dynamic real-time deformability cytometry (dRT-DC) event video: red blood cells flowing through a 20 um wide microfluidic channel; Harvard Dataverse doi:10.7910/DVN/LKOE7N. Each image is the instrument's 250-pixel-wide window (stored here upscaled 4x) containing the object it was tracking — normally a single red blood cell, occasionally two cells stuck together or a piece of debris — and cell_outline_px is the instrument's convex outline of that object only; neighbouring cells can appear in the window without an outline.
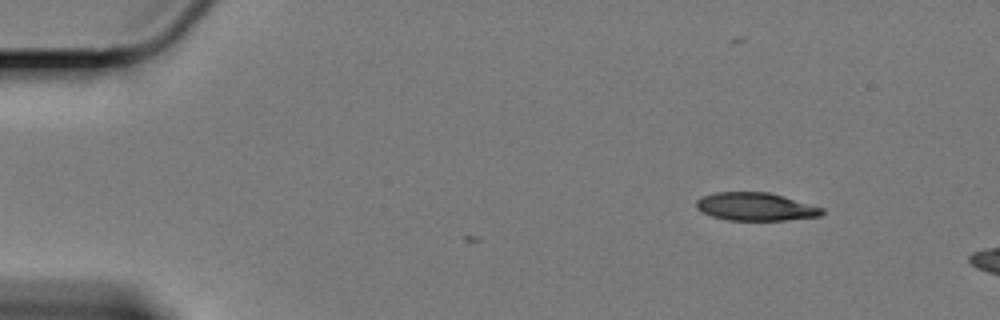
{"species": "Egyptian fruit bat (a non-hibernating species)", "species_latin": "Rousettus aegyptiacus", "temperature_condition": "cold", "stored_images_in_passage": 4, "camera_frame_rate_fps": 3000, "um_per_image_px": 0.085, "animal": {"sex": "female"}, "frame": {"image": 1, "passage_image": 1, "time_ms": 0.0, "image_size_px": [1000, 320], "cell_outline_px": [[824, 212], [820, 216], [784, 220], [728, 220], [712, 216], [696, 208], [696, 200], [704, 196], [716, 192], [768, 192], [784, 196], [824, 208]], "centroid_in_image_um": [64.24, 17.56], "position_along_channel_um": 20.8, "area_um2": 20.4}}